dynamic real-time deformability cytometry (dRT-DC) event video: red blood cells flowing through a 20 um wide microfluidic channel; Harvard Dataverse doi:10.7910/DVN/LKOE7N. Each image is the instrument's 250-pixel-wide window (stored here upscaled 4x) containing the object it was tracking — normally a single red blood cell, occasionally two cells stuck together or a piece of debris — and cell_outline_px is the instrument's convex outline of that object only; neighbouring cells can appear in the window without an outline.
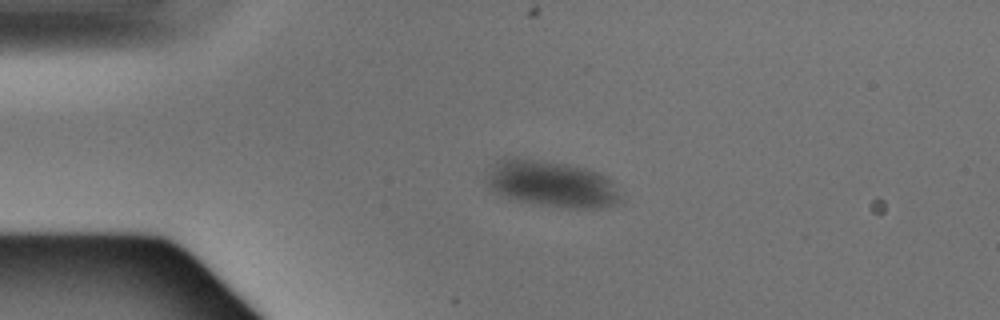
{"species": "Egyptian fruit bat (a non-hibernating species)", "species_latin": "Rousettus aegyptiacus", "temperature_condition": "warm", "stored_images_in_passage": 9, "camera_frame_rate_fps": 3000, "um_per_image_px": 0.085, "animal": {"sex": "male"}, "frame": {"image": 1, "passage_image": 1, "time_ms": 0.0, "image_size_px": [1000, 320], "cell_outline_px": [[624, 200], [616, 204], [600, 208], [568, 208], [540, 204], [520, 200], [496, 192], [488, 188], [484, 180], [484, 176], [488, 164], [504, 156], [516, 156], [568, 164], [584, 168], [596, 172], [612, 180]], "centroid_in_image_um": [46.82, 15.59], "position_along_channel_um": 38.2, "area_um2": 36.93}}
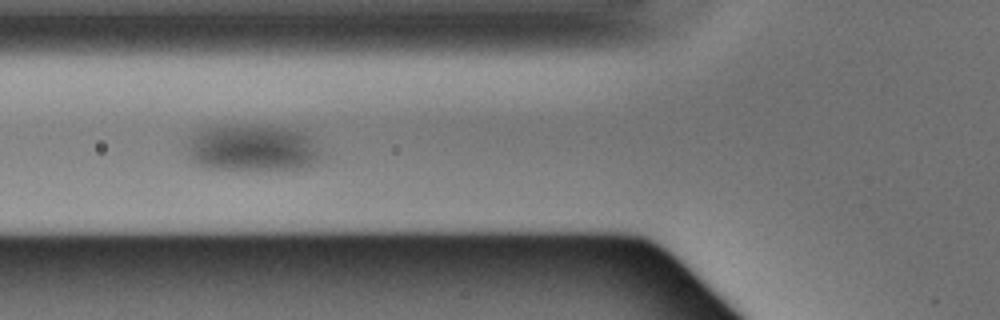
{"frame": {"image": 2, "passage_image": 3, "time_ms": 0.667, "image_size_px": [1000, 320], "cell_outline_px": [[316, 160], [308, 164], [296, 168], [212, 168], [200, 164], [188, 156], [188, 144], [192, 136], [204, 128], [284, 128], [304, 132], [308, 136], [316, 148]], "centroid_in_image_um": [21.39, 12.6], "position_along_channel_um": 104.4, "area_um2": 33.64}}